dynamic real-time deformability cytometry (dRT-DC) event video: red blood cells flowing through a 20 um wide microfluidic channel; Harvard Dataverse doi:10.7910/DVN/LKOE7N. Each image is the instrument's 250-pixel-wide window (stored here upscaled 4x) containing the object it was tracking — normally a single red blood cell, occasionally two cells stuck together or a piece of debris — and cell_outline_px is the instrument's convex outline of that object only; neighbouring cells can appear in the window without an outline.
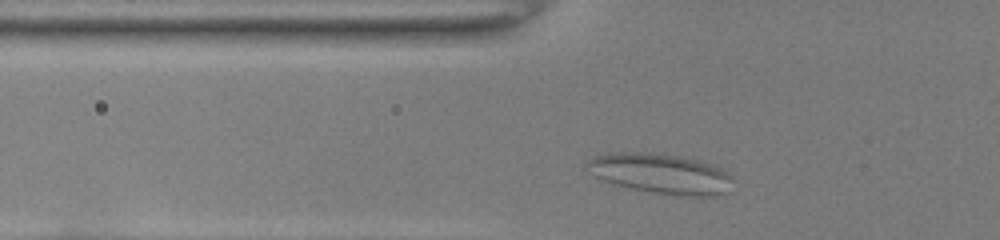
{"species": "common noctule bat (a hibernating species)", "species_latin": "Nyctalus noctula", "temperature_condition": "room temperature", "stored_images_in_passage": 30, "camera_frame_rate_fps": 3000, "um_per_image_px": 0.085, "animal": {"sex": "female", "body_mass_g": 22.0, "forearm_length_mm": 56.7}, "frame": {"image": 1, "passage_image": 3, "time_ms": 0.667, "image_size_px": [1000, 240], "cell_outline_px": [[732, 176], [720, 192], [712, 196], [680, 196], [652, 192], [632, 188], [616, 184], [604, 180], [596, 176], [584, 164], [588, 160], [596, 156], [616, 152], [644, 152], [676, 156], [696, 160], [716, 168]], "centroid_in_image_um": [56.03, 14.75], "position_along_channel_um": 69.8, "area_um2": 32.66}}
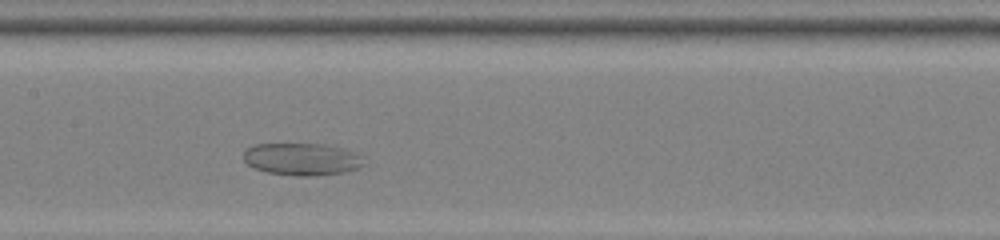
{"frame": {"image": 2, "passage_image": 12, "time_ms": 3.667, "image_size_px": [1000, 240], "cell_outline_px": [[364, 164], [356, 168], [340, 172], [312, 176], [296, 176], [268, 172], [256, 168], [248, 164], [244, 160], [244, 152], [248, 148], [256, 144], [320, 144], [336, 148], [360, 156]], "centroid_in_image_um": [25.57, 13.54], "position_along_channel_um": 181.8, "area_um2": 21.79}}
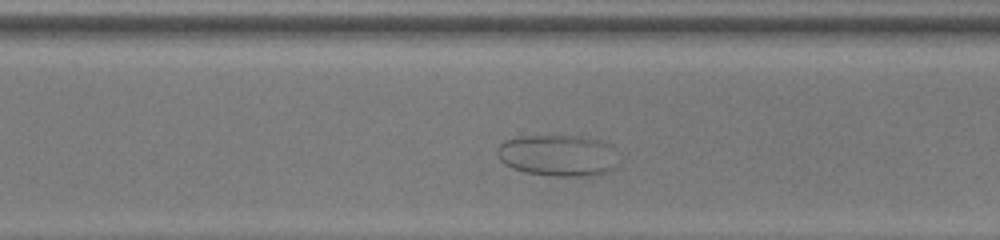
{"frame": {"image": 3, "passage_image": 23, "time_ms": 7.333, "image_size_px": [1000, 240], "cell_outline_px": [[612, 168], [608, 172], [580, 176], [552, 176], [524, 172], [512, 168], [504, 164], [500, 160], [496, 152], [500, 144], [504, 140], [524, 136], [576, 136], [596, 140], [608, 144], [612, 148]], "centroid_in_image_um": [47.3, 13.22], "position_along_channel_um": 323.3, "area_um2": 28.55}}